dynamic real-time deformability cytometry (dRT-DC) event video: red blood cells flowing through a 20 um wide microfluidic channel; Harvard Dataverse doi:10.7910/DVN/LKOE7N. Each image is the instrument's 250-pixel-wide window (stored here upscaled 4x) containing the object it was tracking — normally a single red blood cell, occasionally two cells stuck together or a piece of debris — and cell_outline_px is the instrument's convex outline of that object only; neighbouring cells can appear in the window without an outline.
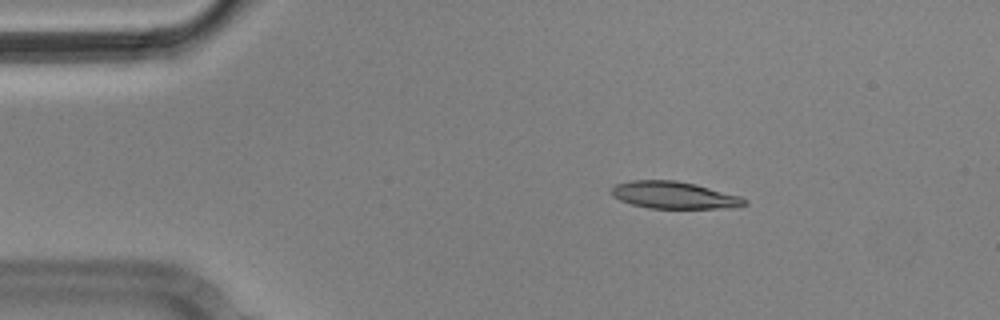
{"species": "Egyptian fruit bat (a non-hibernating species)", "species_latin": "Rousettus aegyptiacus", "temperature_condition": "cold", "stored_images_in_passage": 4, "camera_frame_rate_fps": 3000, "um_per_image_px": 0.085, "animal": {"sex": "male"}, "frame": {"image": 1, "passage_image": 2, "time_ms": 0.333, "image_size_px": [1000, 320], "cell_outline_px": [[748, 204], [716, 208], [648, 208], [632, 204], [620, 200], [612, 196], [612, 188], [616, 184], [632, 180], [676, 180], [696, 184], [740, 196], [748, 200]], "centroid_in_image_um": [57.27, 16.57], "position_along_channel_um": 27.7, "area_um2": 20.81}}
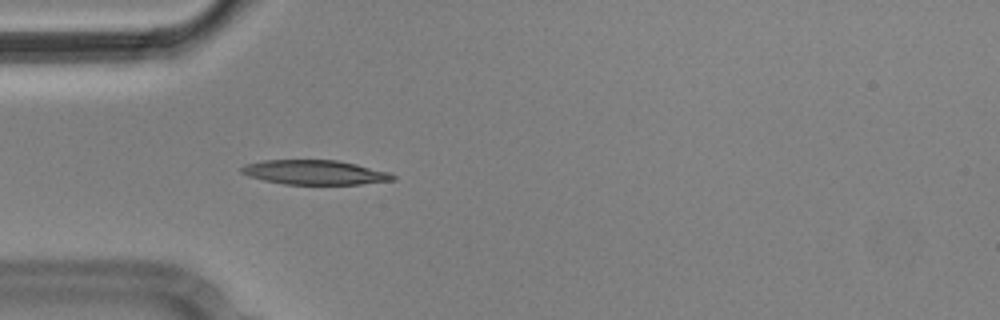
{"frame": {"image": 2, "passage_image": 4, "time_ms": 1.0, "image_size_px": [1000, 320], "cell_outline_px": [[396, 180], [360, 184], [284, 184], [264, 180], [248, 176], [240, 172], [240, 168], [244, 164], [264, 160], [336, 160], [356, 164], [388, 172], [396, 176]], "centroid_in_image_um": [26.73, 14.65], "position_along_channel_um": 58.3, "area_um2": 21.56}}